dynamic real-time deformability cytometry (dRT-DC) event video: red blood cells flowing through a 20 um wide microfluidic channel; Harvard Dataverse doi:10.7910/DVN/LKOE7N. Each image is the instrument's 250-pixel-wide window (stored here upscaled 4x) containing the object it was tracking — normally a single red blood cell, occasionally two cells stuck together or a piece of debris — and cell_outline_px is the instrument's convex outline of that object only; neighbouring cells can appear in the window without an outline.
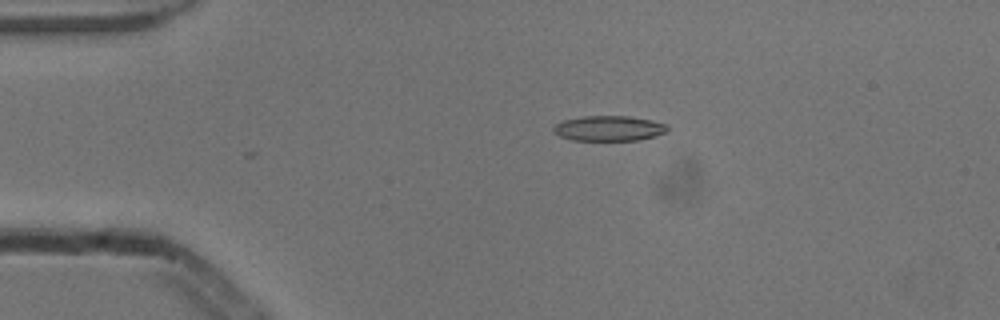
{"species": "common noctule bat (a hibernating species)", "species_latin": "Nyctalus noctula", "temperature_condition": "cold", "stored_images_in_passage": 2, "camera_frame_rate_fps": 3000, "um_per_image_px": 0.085, "animal": {"sex": "male", "body_mass_g": 13.3}, "frame": {"image": 1, "passage_image": 1, "time_ms": 0.0, "image_size_px": [1000, 320], "cell_outline_px": [[668, 132], [656, 136], [636, 140], [572, 140], [560, 136], [552, 132], [552, 128], [556, 124], [564, 120], [584, 116], [628, 116], [652, 120], [668, 124]], "centroid_in_image_um": [51.78, 10.91], "position_along_channel_um": 33.2, "area_um2": 16.82}}